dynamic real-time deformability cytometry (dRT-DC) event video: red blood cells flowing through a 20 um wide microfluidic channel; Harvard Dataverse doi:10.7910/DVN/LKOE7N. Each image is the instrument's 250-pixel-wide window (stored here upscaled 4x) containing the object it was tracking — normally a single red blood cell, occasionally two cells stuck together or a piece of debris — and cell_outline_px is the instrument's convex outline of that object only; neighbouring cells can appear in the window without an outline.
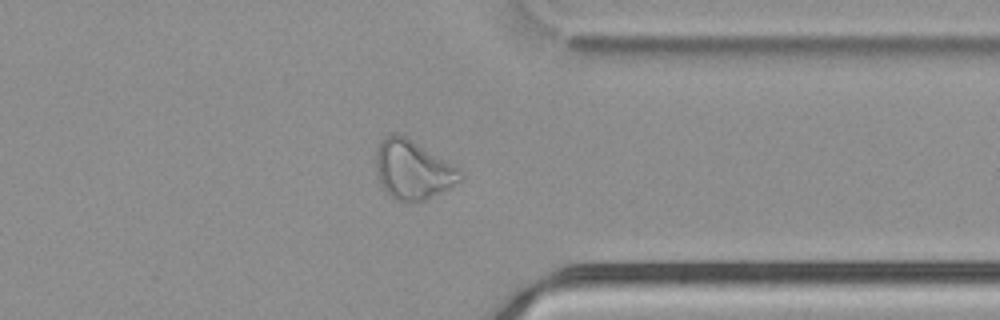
{"species": "common noctule bat (a hibernating species)", "species_latin": "Nyctalus noctula", "temperature_condition": "cold", "stored_images_in_passage": 50, "camera_frame_rate_fps": 3000, "um_per_image_px": 0.085, "animal": {"sex": "male", "body_mass_g": 21.5, "forearm_length_mm": 52.0}, "frame": {"image": 1, "passage_image": 39, "time_ms": 12.667, "image_size_px": [1000, 320], "cell_outline_px": [[464, 176], [460, 180], [448, 188], [424, 200], [404, 204], [396, 200], [384, 192], [376, 168], [376, 148], [384, 136], [392, 132], [404, 136], [456, 168]], "centroid_in_image_um": [35.01, 14.46], "position_along_channel_um": 376.4, "area_um2": 28.38}}
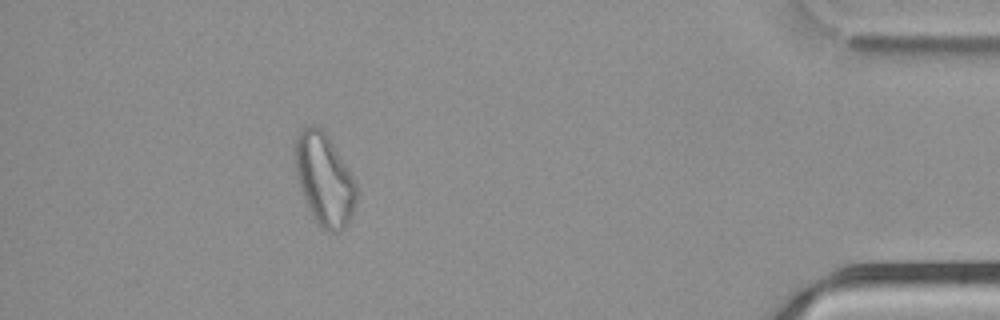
{"frame": {"image": 2, "passage_image": 45, "time_ms": 14.667, "image_size_px": [1000, 320], "cell_outline_px": [[356, 200], [352, 216], [344, 228], [336, 232], [328, 232], [316, 224], [304, 200], [300, 188], [296, 172], [296, 136], [300, 128], [312, 124], [316, 124], [328, 136], [356, 184]], "centroid_in_image_um": [27.55, 15.27], "position_along_channel_um": 407.7, "area_um2": 32.54}}